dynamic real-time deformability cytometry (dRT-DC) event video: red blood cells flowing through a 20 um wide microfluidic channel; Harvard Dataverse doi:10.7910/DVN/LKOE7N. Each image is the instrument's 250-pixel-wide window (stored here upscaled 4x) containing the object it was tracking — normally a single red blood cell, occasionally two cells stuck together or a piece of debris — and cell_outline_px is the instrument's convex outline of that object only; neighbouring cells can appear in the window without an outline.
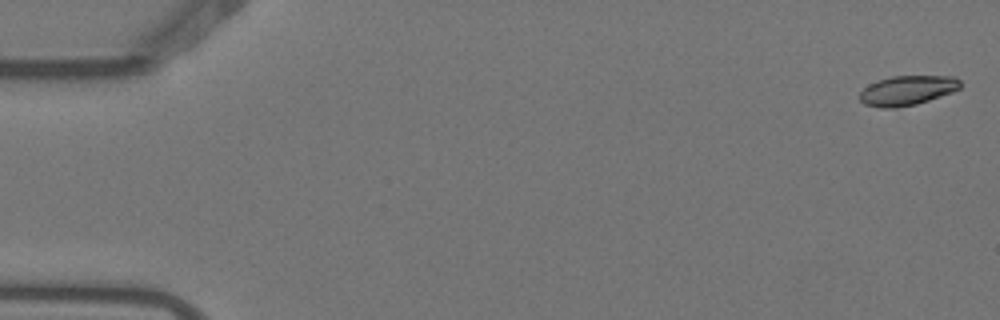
{"species": "Egyptian fruit bat (a non-hibernating species)", "species_latin": "Rousettus aegyptiacus", "temperature_condition": "warm", "stored_images_in_passage": 6, "segment_of_instrument_passage": [1, 2], "camera_frame_rate_fps": 3000, "um_per_image_px": 0.085, "animal": {"sex": "female"}, "frame": {"image": 1, "passage_image": 1, "time_ms": 0.0, "image_size_px": [1000, 320], "cell_outline_px": [[960, 88], [952, 92], [916, 104], [896, 108], [880, 108], [864, 104], [860, 100], [860, 92], [868, 84], [876, 80], [892, 76], [956, 76], [960, 80]], "centroid_in_image_um": [77.09, 7.68], "position_along_channel_um": 7.9, "area_um2": 17.46}}
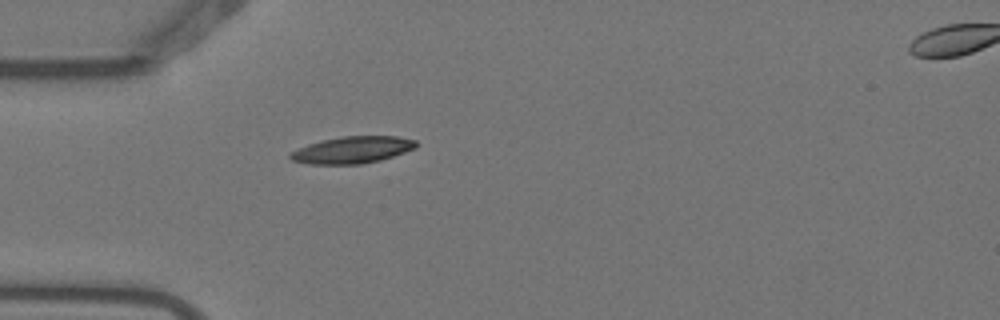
{"frame": {"image": 2, "passage_image": 5, "time_ms": 1.333, "image_size_px": [1000, 320], "cell_outline_px": [[416, 148], [380, 160], [360, 164], [308, 164], [292, 160], [288, 156], [288, 152], [308, 144], [340, 136], [396, 136], [416, 140]], "centroid_in_image_um": [29.91, 12.74], "position_along_channel_um": 55.1, "area_um2": 19.65}}